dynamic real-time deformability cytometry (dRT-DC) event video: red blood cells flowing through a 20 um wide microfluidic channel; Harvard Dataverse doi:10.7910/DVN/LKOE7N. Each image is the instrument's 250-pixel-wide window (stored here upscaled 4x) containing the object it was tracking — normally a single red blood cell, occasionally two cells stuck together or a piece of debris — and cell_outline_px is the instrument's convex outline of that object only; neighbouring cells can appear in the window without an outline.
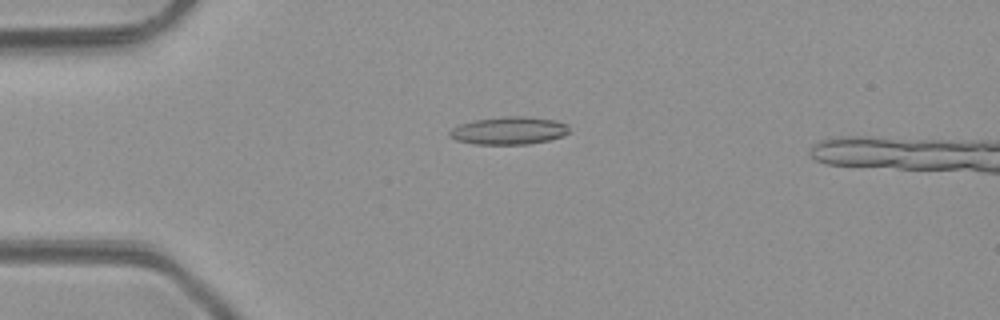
{"species": "common noctule bat (a hibernating species)", "species_latin": "Nyctalus noctula", "temperature_condition": "room temperature", "stored_images_in_passage": 4, "camera_frame_rate_fps": 3000, "um_per_image_px": 0.085, "animal": {"sex": "male", "body_mass_g": 23.1, "forearm_length_mm": 52.7}, "frame": {"image": 1, "passage_image": 1, "time_ms": 0.0, "image_size_px": [1000, 320], "cell_outline_px": [[568, 132], [564, 136], [548, 140], [528, 144], [472, 144], [456, 140], [448, 136], [448, 132], [452, 128], [460, 124], [476, 120], [504, 116], [524, 116], [556, 120], [568, 124]], "centroid_in_image_um": [43.25, 11.1], "position_along_channel_um": 41.8, "area_um2": 19.36}}
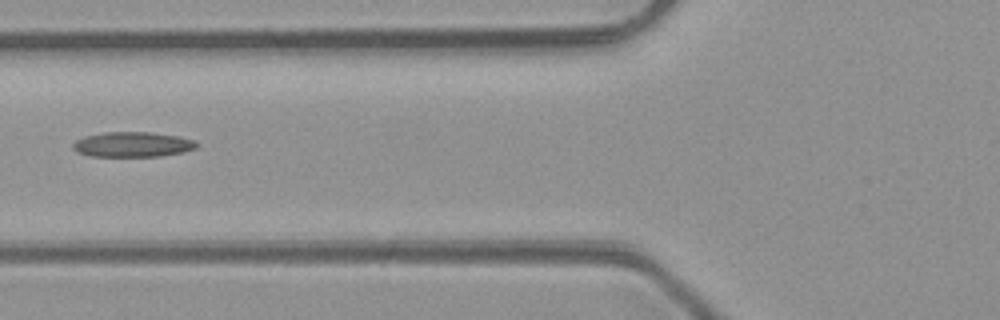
{"frame": {"image": 2, "passage_image": 3, "time_ms": 2.333, "image_size_px": [1000, 320], "cell_outline_px": [[200, 144], [196, 148], [184, 152], [160, 156], [88, 156], [76, 152], [72, 148], [72, 144], [76, 140], [84, 136], [104, 132], [148, 132], [180, 136], [196, 140]], "centroid_in_image_um": [11.29, 12.28], "position_along_channel_um": 114.5, "area_um2": 18.32}}
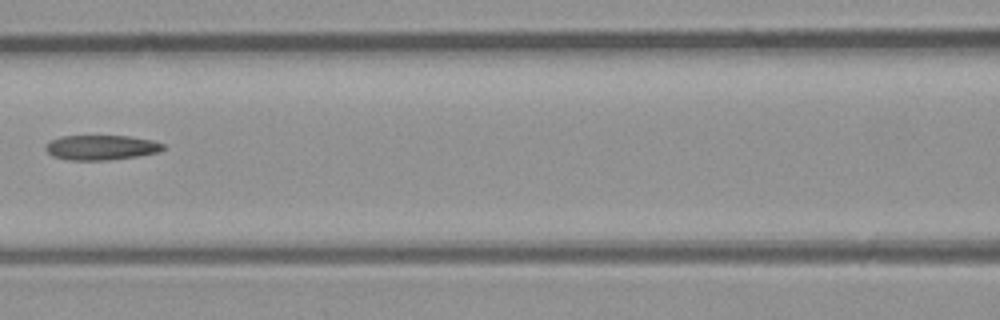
{"frame": {"image": 3, "passage_image": 4, "time_ms": 3.333, "image_size_px": [1000, 320], "cell_outline_px": [[164, 148], [160, 152], [140, 156], [108, 160], [68, 160], [52, 156], [44, 148], [44, 144], [60, 136], [128, 136], [152, 140], [164, 144]], "centroid_in_image_um": [8.6, 12.54], "position_along_channel_um": 158.0, "area_um2": 17.17}}